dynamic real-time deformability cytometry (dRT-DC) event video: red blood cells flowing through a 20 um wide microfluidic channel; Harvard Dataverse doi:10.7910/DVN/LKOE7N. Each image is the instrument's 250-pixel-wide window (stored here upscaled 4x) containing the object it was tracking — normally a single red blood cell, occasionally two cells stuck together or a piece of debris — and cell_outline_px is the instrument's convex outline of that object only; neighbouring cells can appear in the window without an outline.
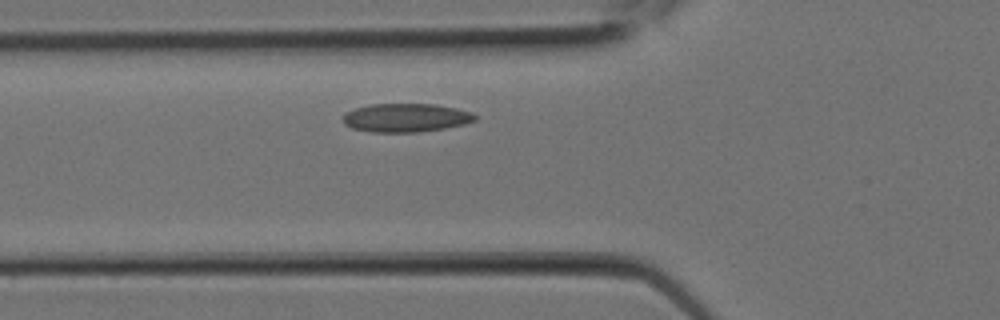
{"species": "Egyptian fruit bat (a non-hibernating species)", "species_latin": "Rousettus aegyptiacus", "temperature_condition": "room temperature", "stored_images_in_passage": 3, "camera_frame_rate_fps": 3000, "um_per_image_px": 0.085, "animal": {"sex": "female"}, "frame": {"image": 1, "passage_image": 3, "time_ms": 0.667, "image_size_px": [1000, 320], "cell_outline_px": [[476, 120], [464, 124], [444, 128], [420, 132], [372, 132], [352, 128], [344, 124], [344, 112], [368, 104], [436, 104], [456, 108], [472, 112], [476, 116]], "centroid_in_image_um": [34.5, 10.0], "position_along_channel_um": 91.3, "area_um2": 22.02}}